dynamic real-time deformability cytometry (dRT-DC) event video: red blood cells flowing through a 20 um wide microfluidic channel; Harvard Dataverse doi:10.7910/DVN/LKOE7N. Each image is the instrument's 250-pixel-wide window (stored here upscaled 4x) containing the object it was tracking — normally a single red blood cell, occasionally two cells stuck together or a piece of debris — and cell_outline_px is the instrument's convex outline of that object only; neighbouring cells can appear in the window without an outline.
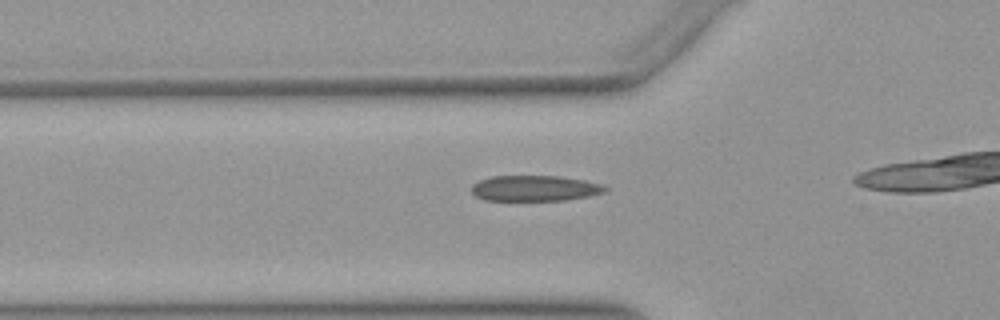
{"species": "Egyptian fruit bat (a non-hibernating species)", "species_latin": "Rousettus aegyptiacus", "temperature_condition": "warm", "stored_images_in_passage": 27, "camera_frame_rate_fps": 3000, "um_per_image_px": 0.085, "animal": {"sex": "female"}, "frame": {"image": 1, "passage_image": 13, "time_ms": 4.0, "image_size_px": [1000, 320], "cell_outline_px": [[608, 192], [588, 196], [564, 200], [484, 200], [476, 196], [472, 192], [472, 184], [480, 180], [492, 176], [560, 176], [584, 180], [604, 184], [608, 188]], "centroid_in_image_um": [45.5, 16.0], "position_along_channel_um": 80.3, "area_um2": 20.06}}
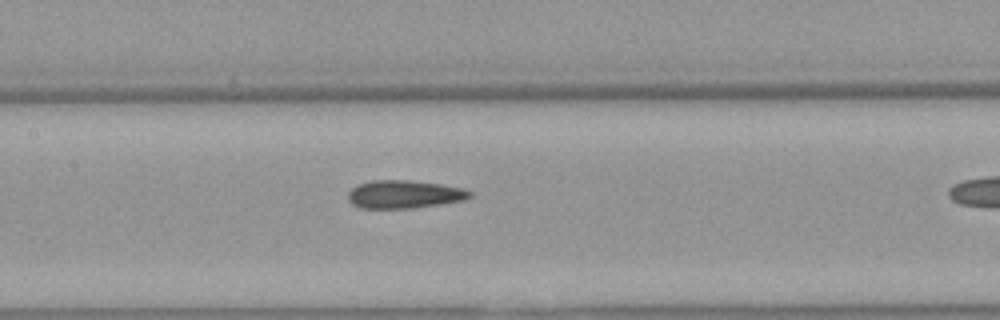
{"frame": {"image": 2, "passage_image": 20, "time_ms": 6.333, "image_size_px": [1000, 320], "cell_outline_px": [[472, 196], [464, 200], [440, 204], [412, 208], [360, 208], [352, 204], [348, 200], [348, 192], [356, 184], [372, 180], [408, 180], [440, 184], [464, 188], [472, 192]], "centroid_in_image_um": [34.34, 16.51], "position_along_channel_um": 173.1, "area_um2": 20.0}}
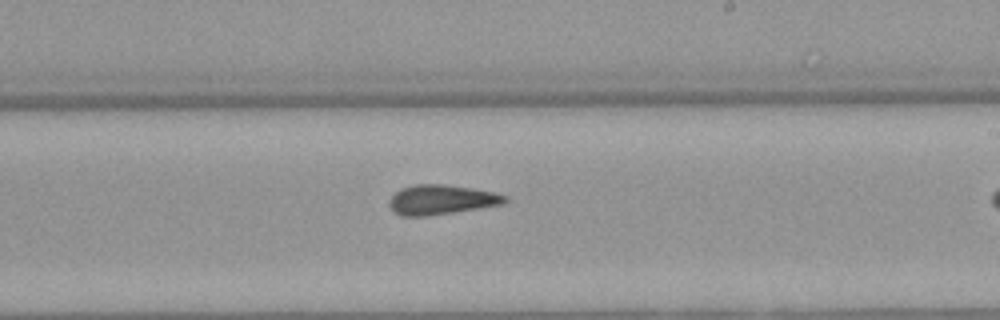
{"frame": {"image": 3, "passage_image": 26, "time_ms": 8.333, "image_size_px": [1000, 320], "cell_outline_px": [[508, 200], [504, 204], [480, 208], [428, 216], [400, 216], [388, 204], [388, 200], [400, 188], [416, 184], [444, 184], [472, 188], [496, 192], [508, 196]], "centroid_in_image_um": [37.54, 16.97], "position_along_channel_um": 251.5, "area_um2": 20.17}}